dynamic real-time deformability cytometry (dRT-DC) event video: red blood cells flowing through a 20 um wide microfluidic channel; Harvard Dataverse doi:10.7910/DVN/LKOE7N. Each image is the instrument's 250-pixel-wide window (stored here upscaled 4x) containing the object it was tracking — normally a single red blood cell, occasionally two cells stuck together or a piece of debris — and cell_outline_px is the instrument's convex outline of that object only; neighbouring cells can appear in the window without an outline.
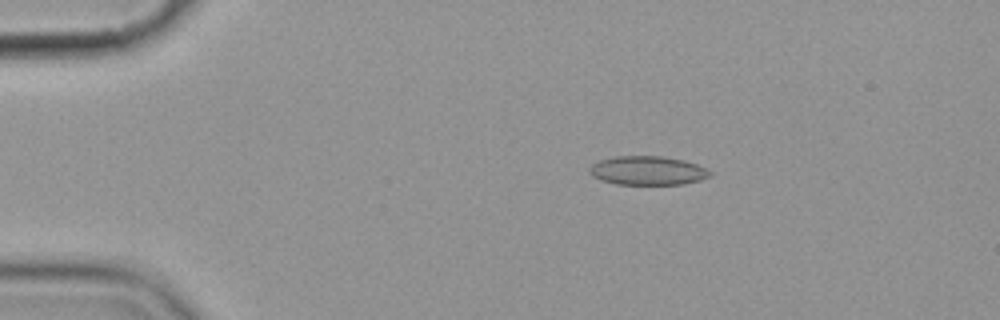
{"species": "common noctule bat (a hibernating species)", "species_latin": "Nyctalus noctula", "temperature_condition": "cold", "stored_images_in_passage": 5, "camera_frame_rate_fps": 3000, "um_per_image_px": 0.085, "animal": {"sex": "female", "body_mass_g": 19.9}, "frame": {"image": 1, "passage_image": 3, "time_ms": 2.333, "image_size_px": [1000, 320], "cell_outline_px": [[712, 176], [700, 180], [684, 184], [616, 184], [600, 180], [592, 176], [588, 172], [588, 168], [592, 164], [600, 160], [616, 156], [664, 156], [684, 160], [696, 164], [712, 172]], "centroid_in_image_um": [55.03, 14.5], "position_along_channel_um": 30.0, "area_um2": 20.4}}